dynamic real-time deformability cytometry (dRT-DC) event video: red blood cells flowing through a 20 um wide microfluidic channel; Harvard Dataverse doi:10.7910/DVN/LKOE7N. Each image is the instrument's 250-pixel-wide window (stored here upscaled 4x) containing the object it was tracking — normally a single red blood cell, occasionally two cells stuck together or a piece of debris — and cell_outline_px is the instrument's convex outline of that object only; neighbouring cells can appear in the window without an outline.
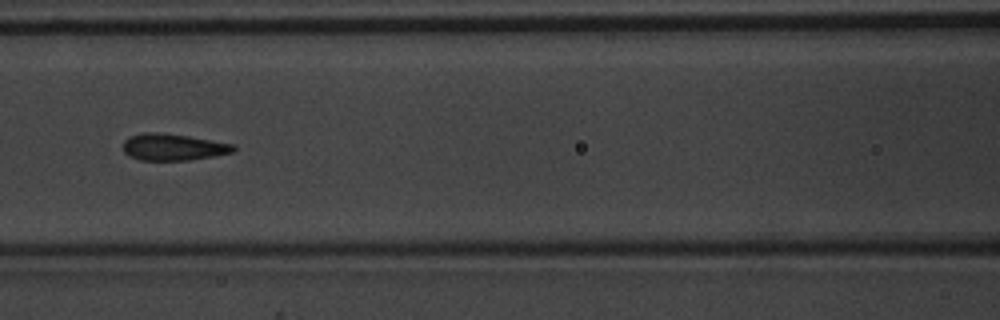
{"species": "common noctule bat (a hibernating species)", "species_latin": "Nyctalus noctula", "temperature_condition": "warm", "stored_images_in_passage": 8, "camera_frame_rate_fps": 3000, "um_per_image_px": 0.085, "animal": {"sex": "male", "body_mass_g": 20.1, "forearm_length_mm": 53.5}, "frame": {"image": 1, "passage_image": 8, "time_ms": 2.333, "image_size_px": [1000, 320], "cell_outline_px": [[236, 148], [232, 152], [212, 156], [188, 160], [140, 160], [128, 156], [124, 152], [124, 140], [128, 136], [144, 132], [160, 132], [188, 136], [232, 144]], "centroid_in_image_um": [14.65, 12.49], "position_along_channel_um": 152.0, "area_um2": 17.05}}